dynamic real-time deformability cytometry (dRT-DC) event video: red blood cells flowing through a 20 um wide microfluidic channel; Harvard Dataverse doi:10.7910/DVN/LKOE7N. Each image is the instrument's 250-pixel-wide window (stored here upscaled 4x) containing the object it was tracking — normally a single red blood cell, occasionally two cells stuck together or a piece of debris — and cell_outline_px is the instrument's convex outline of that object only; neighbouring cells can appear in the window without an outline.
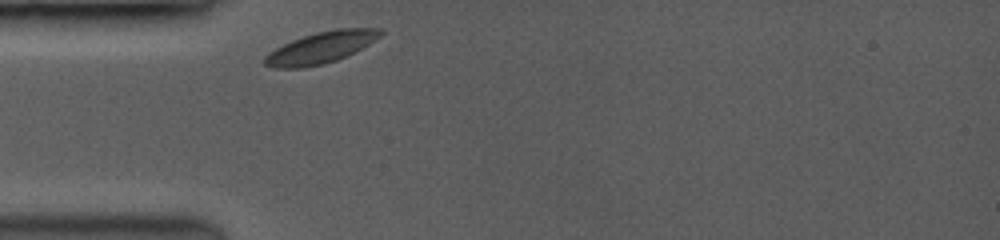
{"species": "common noctule bat (a hibernating species)", "species_latin": "Nyctalus noctula", "temperature_condition": "room temperature", "stored_images_in_passage": 1, "camera_frame_rate_fps": 3500, "um_per_image_px": 0.085, "animal": {"sex": "female", "body_mass_g": 19.0, "forearm_length_mm": 53.3}, "frame": {"image": 1, "passage_image": 1, "time_ms": 0.0, "image_size_px": [1000, 240], "cell_outline_px": [[384, 32], [376, 40], [336, 60], [304, 68], [276, 68], [264, 64], [264, 56], [268, 52], [292, 40], [316, 32], [336, 28], [384, 28]], "centroid_in_image_um": [27.28, 4.03], "position_along_channel_um": 57.7, "area_um2": 20.98}}